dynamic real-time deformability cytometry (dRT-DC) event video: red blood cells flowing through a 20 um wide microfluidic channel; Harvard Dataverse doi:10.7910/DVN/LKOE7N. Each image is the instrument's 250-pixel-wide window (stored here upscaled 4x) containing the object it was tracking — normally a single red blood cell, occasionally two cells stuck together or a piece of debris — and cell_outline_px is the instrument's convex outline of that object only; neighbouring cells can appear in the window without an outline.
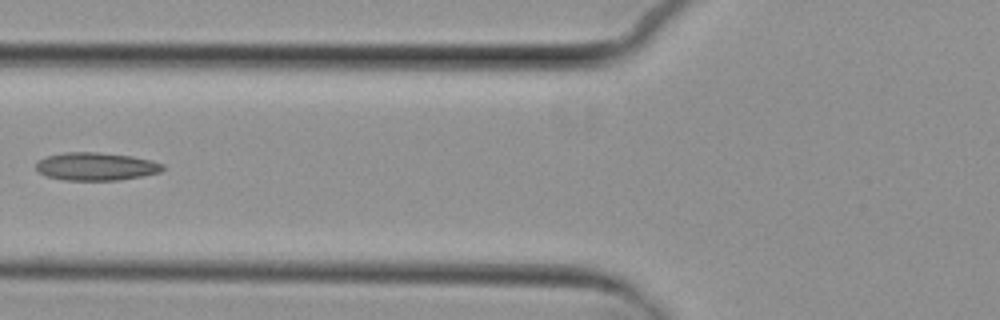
{"species": "common noctule bat (a hibernating species)", "species_latin": "Nyctalus noctula", "temperature_condition": "cold", "stored_images_in_passage": 6, "camera_frame_rate_fps": 3000, "um_per_image_px": 0.085, "animal": {"sex": "female", "body_mass_g": 29.2, "forearm_length_mm": 56.3}, "frame": {"image": 1, "passage_image": 6, "time_ms": 6.0, "image_size_px": [1000, 320], "cell_outline_px": [[164, 168], [160, 172], [120, 180], [64, 180], [48, 176], [40, 172], [36, 168], [36, 164], [40, 160], [48, 156], [64, 152], [96, 152], [132, 156], [152, 160], [164, 164]], "centroid_in_image_um": [8.19, 14.14], "position_along_channel_um": 117.6, "area_um2": 20.46}}